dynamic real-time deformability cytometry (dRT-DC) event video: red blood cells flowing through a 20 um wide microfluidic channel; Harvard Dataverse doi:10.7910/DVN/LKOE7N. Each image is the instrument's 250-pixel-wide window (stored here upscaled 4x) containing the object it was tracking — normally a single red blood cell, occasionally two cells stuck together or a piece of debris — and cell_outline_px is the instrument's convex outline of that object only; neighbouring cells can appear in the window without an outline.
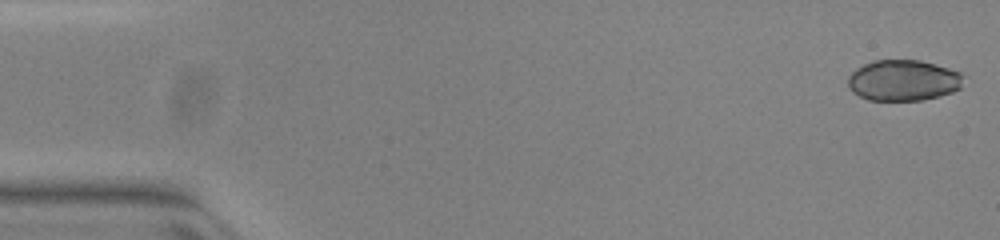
{"species": "common noctule bat (a hibernating species)", "species_latin": "Nyctalus noctula", "temperature_condition": "warm", "stored_images_in_passage": 51, "camera_frame_rate_fps": 3000, "um_per_image_px": 0.085, "animal": {"sex": "female", "body_mass_g": 23.0, "forearm_length_mm": 53.4}, "frame": {"image": 1, "passage_image": 1, "time_ms": 0.0, "image_size_px": [1000, 240], "cell_outline_px": [[964, 76], [960, 88], [952, 92], [940, 96], [920, 100], [868, 100], [852, 92], [848, 88], [848, 76], [856, 68], [864, 64], [876, 60], [920, 60], [948, 68], [960, 72]], "centroid_in_image_um": [76.77, 6.83], "position_along_channel_um": 8.2, "area_um2": 27.57}}
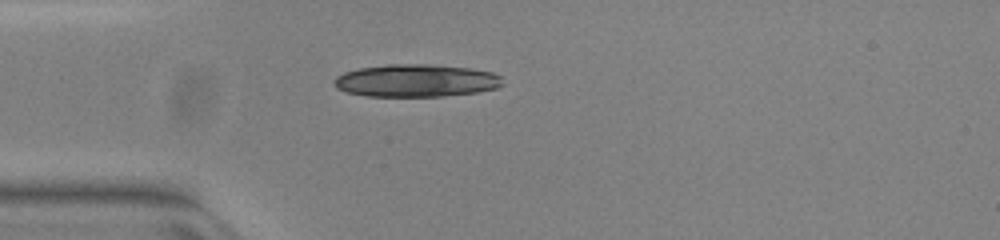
{"frame": {"image": 2, "passage_image": 14, "time_ms": 4.333, "image_size_px": [1000, 240], "cell_outline_px": [[504, 84], [496, 88], [476, 92], [440, 96], [368, 96], [348, 92], [336, 88], [332, 84], [332, 80], [336, 76], [344, 72], [360, 68], [388, 64], [428, 64], [472, 68], [492, 72], [500, 76]], "centroid_in_image_um": [35.35, 6.84], "position_along_channel_um": 49.7, "area_um2": 32.08}}